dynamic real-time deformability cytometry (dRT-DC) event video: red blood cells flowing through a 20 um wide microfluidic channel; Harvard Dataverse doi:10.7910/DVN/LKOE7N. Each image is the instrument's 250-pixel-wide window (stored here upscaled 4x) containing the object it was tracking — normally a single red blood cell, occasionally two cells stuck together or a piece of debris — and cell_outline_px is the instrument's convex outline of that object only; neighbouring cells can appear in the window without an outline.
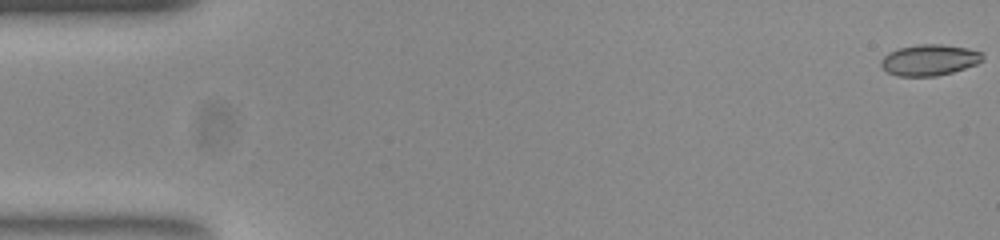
{"species": "common noctule bat (a hibernating species)", "species_latin": "Nyctalus noctula", "temperature_condition": "room temperature", "stored_images_in_passage": 55, "camera_frame_rate_fps": 3000, "um_per_image_px": 0.085, "animal": {"sex": "female", "body_mass_g": 23.0, "forearm_length_mm": 53.4}, "frame": {"image": 1, "passage_image": 1, "time_ms": 0.0, "image_size_px": [1000, 240], "cell_outline_px": [[984, 60], [976, 64], [952, 72], [936, 76], [896, 76], [888, 72], [880, 64], [880, 60], [888, 52], [900, 48], [920, 44], [940, 44], [968, 48], [984, 52]], "centroid_in_image_um": [79.02, 5.09], "position_along_channel_um": 6.0, "area_um2": 18.44}}
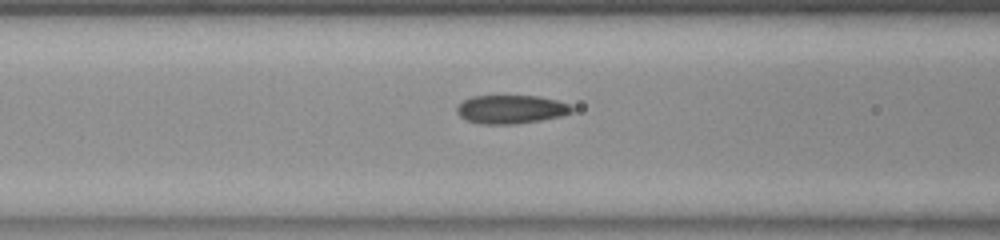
{"frame": {"image": 2, "passage_image": 22, "time_ms": 7.0, "image_size_px": [1000, 240], "cell_outline_px": [[572, 112], [560, 116], [540, 120], [516, 124], [480, 124], [468, 120], [460, 116], [456, 112], [456, 108], [464, 100], [472, 96], [540, 96], [556, 100], [568, 104], [572, 108]], "centroid_in_image_um": [43.41, 9.29], "position_along_channel_um": 123.2, "area_um2": 18.96}}
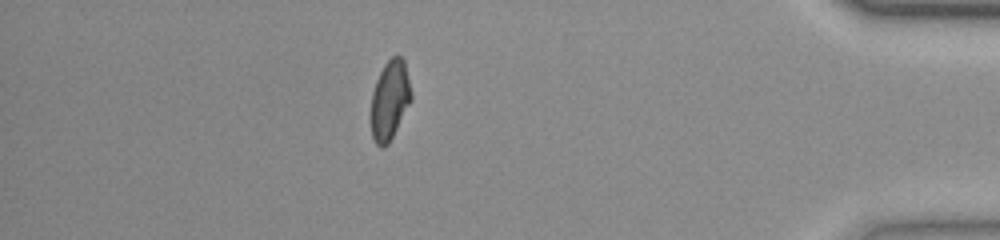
{"frame": {"image": 3, "passage_image": 48, "time_ms": 15.667, "image_size_px": [1000, 240], "cell_outline_px": [[412, 100], [388, 144], [384, 148], [380, 148], [376, 144], [372, 136], [368, 116], [372, 92], [376, 80], [384, 64], [392, 56], [400, 56], [404, 60], [412, 92]], "centroid_in_image_um": [33.09, 8.54], "position_along_channel_um": 402.1, "area_um2": 19.13}, "authors_computed_cell_mechanics": {"area_um2": 18.9006, "velocity_mm_per_s": 3.7551, "shape_relaxation_time_tau1_ms": 8.121, "shape_relaxation_time_tau2_ms": 1.4073, "deformation_change_tau1": 0.2334, "deformation_change_tau2": 0.0733}}